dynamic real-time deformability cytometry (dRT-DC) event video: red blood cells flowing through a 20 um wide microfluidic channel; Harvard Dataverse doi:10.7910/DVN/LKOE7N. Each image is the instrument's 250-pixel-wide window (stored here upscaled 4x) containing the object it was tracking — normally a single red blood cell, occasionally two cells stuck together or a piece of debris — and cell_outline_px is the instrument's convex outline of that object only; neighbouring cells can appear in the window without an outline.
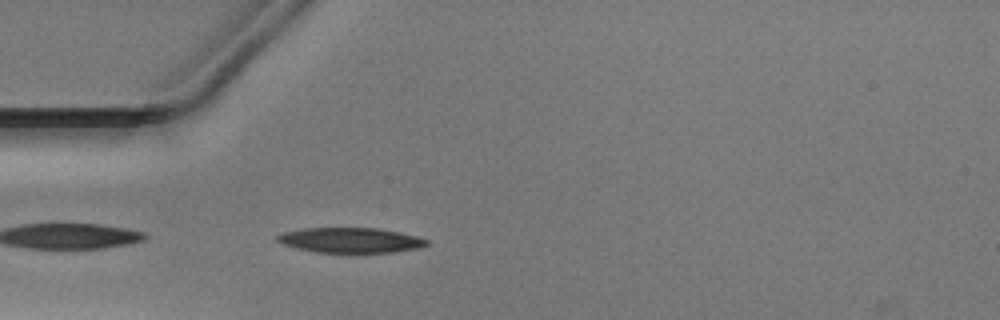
{"species": "Egyptian fruit bat (a non-hibernating species)", "species_latin": "Rousettus aegyptiacus", "temperature_condition": "warm", "stored_images_in_passage": 38, "camera_frame_rate_fps": 3000, "um_per_image_px": 0.085, "animal": {"sex": "male"}, "frame": {"image": 1, "passage_image": 2, "time_ms": 0.333, "image_size_px": [1000, 320], "cell_outline_px": [[428, 244], [420, 248], [392, 252], [316, 252], [296, 248], [284, 244], [276, 240], [276, 236], [280, 232], [304, 228], [376, 228], [416, 236], [428, 240]], "centroid_in_image_um": [29.74, 20.41], "position_along_channel_um": 55.3, "area_um2": 21.68}}
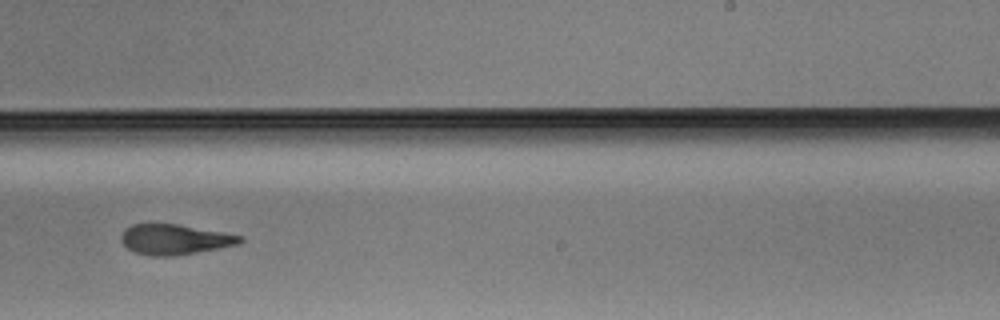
{"frame": {"image": 2, "passage_image": 19, "time_ms": 6.0, "image_size_px": [1000, 320], "cell_outline_px": [[244, 240], [240, 244], [176, 256], [148, 256], [136, 252], [128, 248], [120, 240], [120, 236], [124, 228], [132, 224], [176, 224], [224, 232], [244, 236]], "centroid_in_image_um": [14.86, 20.35], "position_along_channel_um": 274.1, "area_um2": 21.1}}
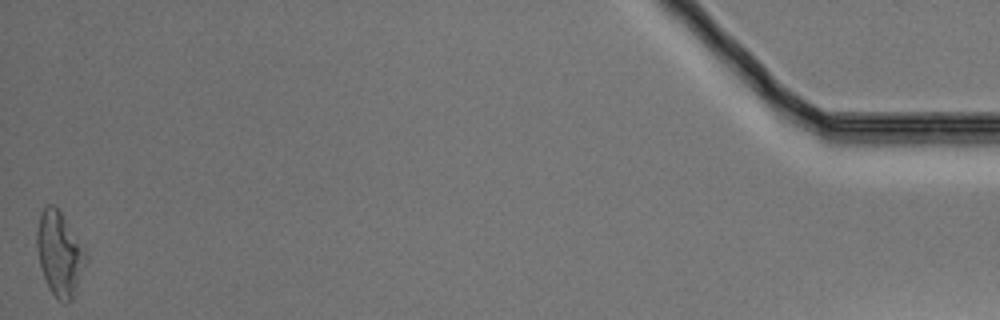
{"frame": {"image": 3, "passage_image": 38, "time_ms": 12.333, "image_size_px": [1000, 320], "cell_outline_px": [[88, 260], [72, 300], [64, 304], [56, 300], [48, 288], [40, 264], [36, 248], [36, 232], [40, 216], [44, 208], [48, 204], [56, 204], [84, 248]], "centroid_in_image_um": [5.07, 21.6], "position_along_channel_um": 430.1, "area_um2": 24.22}}